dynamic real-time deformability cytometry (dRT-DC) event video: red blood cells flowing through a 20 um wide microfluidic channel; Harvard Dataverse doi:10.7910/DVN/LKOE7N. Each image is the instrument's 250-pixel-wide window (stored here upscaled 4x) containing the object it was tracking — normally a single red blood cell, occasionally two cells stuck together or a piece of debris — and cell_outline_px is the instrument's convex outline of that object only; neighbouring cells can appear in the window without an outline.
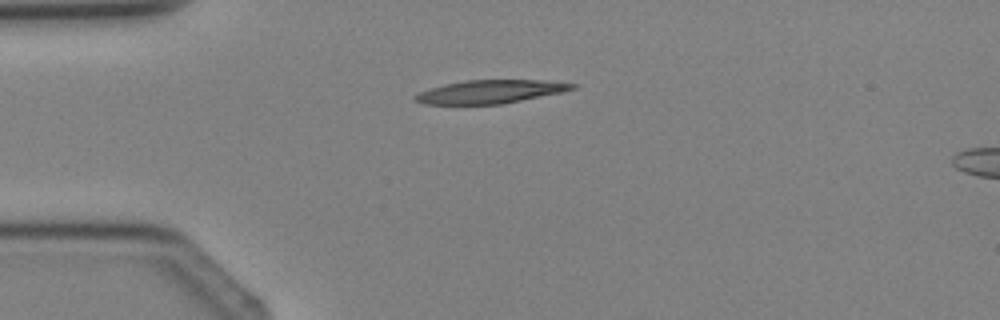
{"species": "Egyptian fruit bat (a non-hibernating species)", "species_latin": "Rousettus aegyptiacus", "temperature_condition": "cold", "stored_images_in_passage": 2, "camera_frame_rate_fps": 3000, "um_per_image_px": 0.085, "animal": {"sex": "female"}, "frame": {"image": 1, "passage_image": 1, "time_ms": 0.0, "image_size_px": [1000, 320], "cell_outline_px": [[576, 88], [564, 92], [504, 104], [424, 104], [412, 100], [412, 96], [420, 92], [444, 84], [468, 80], [544, 80], [576, 84]], "centroid_in_image_um": [41.69, 7.8], "position_along_channel_um": 43.3, "area_um2": 21.44}}
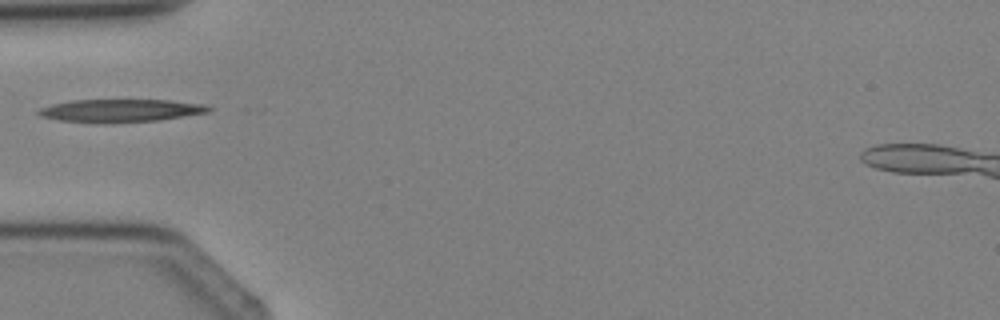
{"frame": {"image": 2, "passage_image": 2, "time_ms": 1.0, "image_size_px": [1000, 320], "cell_outline_px": [[212, 108], [208, 112], [160, 120], [60, 120], [40, 116], [36, 112], [40, 108], [52, 104], [72, 100], [168, 100], [204, 104]], "centroid_in_image_um": [10.29, 9.35], "position_along_channel_um": 74.7, "area_um2": 21.33}}